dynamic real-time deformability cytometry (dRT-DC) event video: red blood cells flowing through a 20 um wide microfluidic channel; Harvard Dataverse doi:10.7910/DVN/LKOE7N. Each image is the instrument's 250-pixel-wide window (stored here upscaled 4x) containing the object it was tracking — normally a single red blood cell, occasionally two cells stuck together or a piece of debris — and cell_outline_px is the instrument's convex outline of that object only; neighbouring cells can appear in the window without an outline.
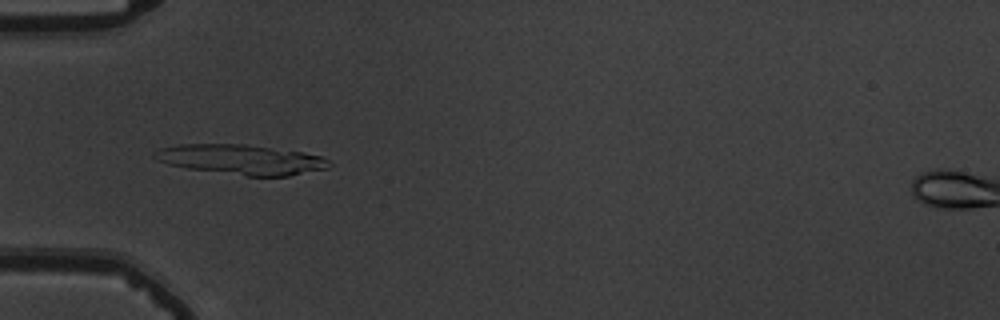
{"species": "common noctule bat (a hibernating species)", "species_latin": "Nyctalus noctula", "temperature_condition": "warm", "stored_images_in_passage": 35, "camera_frame_rate_fps": 3000, "um_per_image_px": 0.085, "animal": {"sex": "male", "body_mass_g": 19.5, "forearm_length_mm": 54.6}, "frame": {"image": 1, "passage_image": 2, "time_ms": 0.333, "image_size_px": [1000, 320], "cell_outline_px": [[332, 164], [328, 168], [288, 176], [244, 176], [188, 168], [168, 164], [156, 160], [152, 156], [160, 148], [180, 144], [244, 144], [300, 152], [324, 156]], "centroid_in_image_um": [20.51, 13.56], "position_along_channel_um": 64.5, "area_um2": 30.35}}
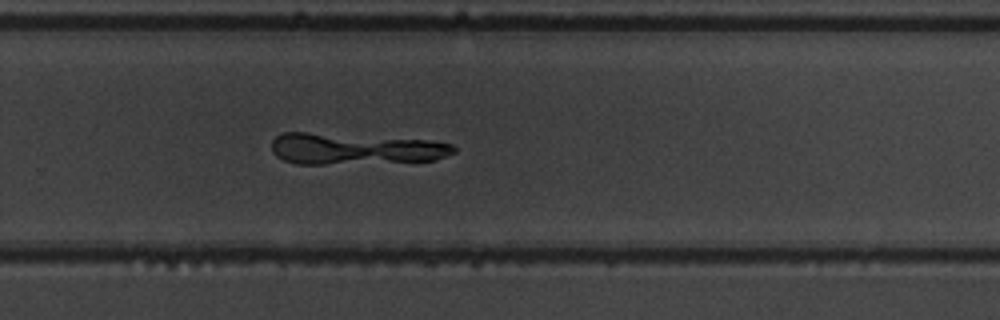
{"frame": {"image": 2, "passage_image": 21, "time_ms": 6.667, "image_size_px": [1000, 320], "cell_outline_px": [[456, 152], [436, 160], [324, 164], [296, 164], [284, 160], [276, 156], [272, 152], [272, 140], [276, 136], [284, 132], [308, 132], [428, 140], [452, 144], [456, 148]], "centroid_in_image_um": [30.14, 12.65], "position_along_channel_um": 299.7, "area_um2": 33.06}}
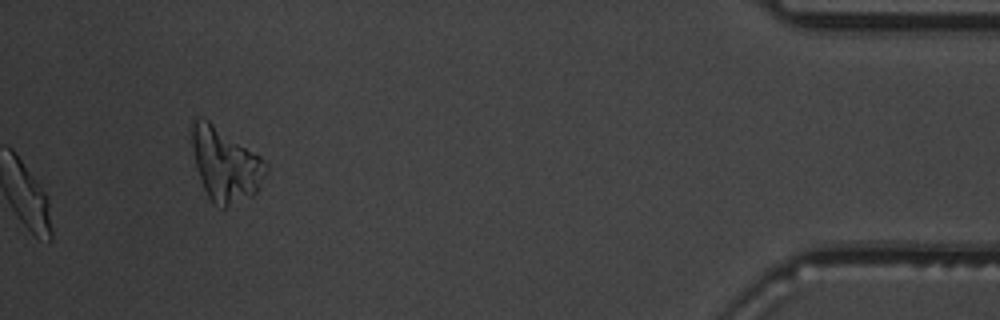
{"frame": {"image": 3, "passage_image": 35, "time_ms": 11.333, "image_size_px": [1000, 320], "cell_outline_px": [[268, 168], [256, 192], [252, 196], [224, 208], [212, 204], [204, 188], [196, 164], [192, 144], [192, 124], [196, 116], [204, 116], [260, 156], [268, 164]], "centroid_in_image_um": [19.15, 13.96], "position_along_channel_um": 416.1, "area_um2": 31.44}}